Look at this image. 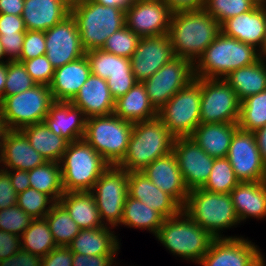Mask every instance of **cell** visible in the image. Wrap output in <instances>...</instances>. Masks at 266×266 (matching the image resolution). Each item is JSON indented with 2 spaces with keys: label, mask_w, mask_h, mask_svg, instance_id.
Here are the masks:
<instances>
[{
  "label": "cell",
  "mask_w": 266,
  "mask_h": 266,
  "mask_svg": "<svg viewBox=\"0 0 266 266\" xmlns=\"http://www.w3.org/2000/svg\"><path fill=\"white\" fill-rule=\"evenodd\" d=\"M221 33V24L203 8L173 12L168 36L176 57L193 64Z\"/></svg>",
  "instance_id": "1"
},
{
  "label": "cell",
  "mask_w": 266,
  "mask_h": 266,
  "mask_svg": "<svg viewBox=\"0 0 266 266\" xmlns=\"http://www.w3.org/2000/svg\"><path fill=\"white\" fill-rule=\"evenodd\" d=\"M260 58V52L254 46L221 32L194 64L195 78L222 79L234 70L254 64Z\"/></svg>",
  "instance_id": "2"
},
{
  "label": "cell",
  "mask_w": 266,
  "mask_h": 266,
  "mask_svg": "<svg viewBox=\"0 0 266 266\" xmlns=\"http://www.w3.org/2000/svg\"><path fill=\"white\" fill-rule=\"evenodd\" d=\"M175 137L158 118L133 124L127 152L117 165L127 172L142 171L157 158L173 150Z\"/></svg>",
  "instance_id": "3"
},
{
  "label": "cell",
  "mask_w": 266,
  "mask_h": 266,
  "mask_svg": "<svg viewBox=\"0 0 266 266\" xmlns=\"http://www.w3.org/2000/svg\"><path fill=\"white\" fill-rule=\"evenodd\" d=\"M70 13L76 21L85 51L102 49L108 37L126 26L125 10L92 0L73 3Z\"/></svg>",
  "instance_id": "4"
},
{
  "label": "cell",
  "mask_w": 266,
  "mask_h": 266,
  "mask_svg": "<svg viewBox=\"0 0 266 266\" xmlns=\"http://www.w3.org/2000/svg\"><path fill=\"white\" fill-rule=\"evenodd\" d=\"M173 255L199 263L208 252L214 237L196 224L183 209L165 218L155 236Z\"/></svg>",
  "instance_id": "5"
},
{
  "label": "cell",
  "mask_w": 266,
  "mask_h": 266,
  "mask_svg": "<svg viewBox=\"0 0 266 266\" xmlns=\"http://www.w3.org/2000/svg\"><path fill=\"white\" fill-rule=\"evenodd\" d=\"M182 209L214 238H223L221 231L240 223L229 193H213L202 188L192 189Z\"/></svg>",
  "instance_id": "6"
},
{
  "label": "cell",
  "mask_w": 266,
  "mask_h": 266,
  "mask_svg": "<svg viewBox=\"0 0 266 266\" xmlns=\"http://www.w3.org/2000/svg\"><path fill=\"white\" fill-rule=\"evenodd\" d=\"M59 164L64 192L91 191L110 166L84 139L68 143Z\"/></svg>",
  "instance_id": "7"
},
{
  "label": "cell",
  "mask_w": 266,
  "mask_h": 266,
  "mask_svg": "<svg viewBox=\"0 0 266 266\" xmlns=\"http://www.w3.org/2000/svg\"><path fill=\"white\" fill-rule=\"evenodd\" d=\"M133 124L114 113L89 117L83 139L110 165L117 166L127 152Z\"/></svg>",
  "instance_id": "8"
},
{
  "label": "cell",
  "mask_w": 266,
  "mask_h": 266,
  "mask_svg": "<svg viewBox=\"0 0 266 266\" xmlns=\"http://www.w3.org/2000/svg\"><path fill=\"white\" fill-rule=\"evenodd\" d=\"M54 102L50 87L36 84L24 92L5 97L0 102V114L7 129L21 130L43 122Z\"/></svg>",
  "instance_id": "9"
},
{
  "label": "cell",
  "mask_w": 266,
  "mask_h": 266,
  "mask_svg": "<svg viewBox=\"0 0 266 266\" xmlns=\"http://www.w3.org/2000/svg\"><path fill=\"white\" fill-rule=\"evenodd\" d=\"M201 78L193 79L158 110V118L175 137H190L200 120Z\"/></svg>",
  "instance_id": "10"
},
{
  "label": "cell",
  "mask_w": 266,
  "mask_h": 266,
  "mask_svg": "<svg viewBox=\"0 0 266 266\" xmlns=\"http://www.w3.org/2000/svg\"><path fill=\"white\" fill-rule=\"evenodd\" d=\"M103 224L117 227L123 217V208L128 196V172L110 165L91 189Z\"/></svg>",
  "instance_id": "11"
},
{
  "label": "cell",
  "mask_w": 266,
  "mask_h": 266,
  "mask_svg": "<svg viewBox=\"0 0 266 266\" xmlns=\"http://www.w3.org/2000/svg\"><path fill=\"white\" fill-rule=\"evenodd\" d=\"M240 103L224 78H201V123H238Z\"/></svg>",
  "instance_id": "12"
},
{
  "label": "cell",
  "mask_w": 266,
  "mask_h": 266,
  "mask_svg": "<svg viewBox=\"0 0 266 266\" xmlns=\"http://www.w3.org/2000/svg\"><path fill=\"white\" fill-rule=\"evenodd\" d=\"M193 79H195L194 64L189 60L176 57L142 83L151 104L158 111Z\"/></svg>",
  "instance_id": "13"
},
{
  "label": "cell",
  "mask_w": 266,
  "mask_h": 266,
  "mask_svg": "<svg viewBox=\"0 0 266 266\" xmlns=\"http://www.w3.org/2000/svg\"><path fill=\"white\" fill-rule=\"evenodd\" d=\"M264 256L250 240L236 236L214 238L201 266H264Z\"/></svg>",
  "instance_id": "14"
},
{
  "label": "cell",
  "mask_w": 266,
  "mask_h": 266,
  "mask_svg": "<svg viewBox=\"0 0 266 266\" xmlns=\"http://www.w3.org/2000/svg\"><path fill=\"white\" fill-rule=\"evenodd\" d=\"M227 158L240 182L266 181V166L253 132L238 128L232 137Z\"/></svg>",
  "instance_id": "15"
},
{
  "label": "cell",
  "mask_w": 266,
  "mask_h": 266,
  "mask_svg": "<svg viewBox=\"0 0 266 266\" xmlns=\"http://www.w3.org/2000/svg\"><path fill=\"white\" fill-rule=\"evenodd\" d=\"M173 11L164 0L133 1L125 10L126 26L140 38L168 34Z\"/></svg>",
  "instance_id": "16"
},
{
  "label": "cell",
  "mask_w": 266,
  "mask_h": 266,
  "mask_svg": "<svg viewBox=\"0 0 266 266\" xmlns=\"http://www.w3.org/2000/svg\"><path fill=\"white\" fill-rule=\"evenodd\" d=\"M44 33L45 55L55 69L85 55L76 21L71 13Z\"/></svg>",
  "instance_id": "17"
},
{
  "label": "cell",
  "mask_w": 266,
  "mask_h": 266,
  "mask_svg": "<svg viewBox=\"0 0 266 266\" xmlns=\"http://www.w3.org/2000/svg\"><path fill=\"white\" fill-rule=\"evenodd\" d=\"M172 152L188 190L202 188L209 179L214 159L191 137L175 138Z\"/></svg>",
  "instance_id": "18"
},
{
  "label": "cell",
  "mask_w": 266,
  "mask_h": 266,
  "mask_svg": "<svg viewBox=\"0 0 266 266\" xmlns=\"http://www.w3.org/2000/svg\"><path fill=\"white\" fill-rule=\"evenodd\" d=\"M176 58L168 34L140 38L130 58L132 72L137 82L150 78L162 66Z\"/></svg>",
  "instance_id": "19"
},
{
  "label": "cell",
  "mask_w": 266,
  "mask_h": 266,
  "mask_svg": "<svg viewBox=\"0 0 266 266\" xmlns=\"http://www.w3.org/2000/svg\"><path fill=\"white\" fill-rule=\"evenodd\" d=\"M141 172L160 190L170 195L182 208L184 207L189 190L186 187L173 152L157 158Z\"/></svg>",
  "instance_id": "20"
},
{
  "label": "cell",
  "mask_w": 266,
  "mask_h": 266,
  "mask_svg": "<svg viewBox=\"0 0 266 266\" xmlns=\"http://www.w3.org/2000/svg\"><path fill=\"white\" fill-rule=\"evenodd\" d=\"M266 29V3L259 2L249 12L227 19L221 24V32L245 44L254 46L262 57V45Z\"/></svg>",
  "instance_id": "21"
},
{
  "label": "cell",
  "mask_w": 266,
  "mask_h": 266,
  "mask_svg": "<svg viewBox=\"0 0 266 266\" xmlns=\"http://www.w3.org/2000/svg\"><path fill=\"white\" fill-rule=\"evenodd\" d=\"M45 162L47 160L30 145L21 130H6L0 152V167L4 165L1 169L30 171Z\"/></svg>",
  "instance_id": "22"
},
{
  "label": "cell",
  "mask_w": 266,
  "mask_h": 266,
  "mask_svg": "<svg viewBox=\"0 0 266 266\" xmlns=\"http://www.w3.org/2000/svg\"><path fill=\"white\" fill-rule=\"evenodd\" d=\"M128 196L147 204L164 218L175 216L182 210L170 195L160 190L141 171L128 172Z\"/></svg>",
  "instance_id": "23"
},
{
  "label": "cell",
  "mask_w": 266,
  "mask_h": 266,
  "mask_svg": "<svg viewBox=\"0 0 266 266\" xmlns=\"http://www.w3.org/2000/svg\"><path fill=\"white\" fill-rule=\"evenodd\" d=\"M86 119L83 111L71 102L55 101L43 122L70 143L83 139Z\"/></svg>",
  "instance_id": "24"
},
{
  "label": "cell",
  "mask_w": 266,
  "mask_h": 266,
  "mask_svg": "<svg viewBox=\"0 0 266 266\" xmlns=\"http://www.w3.org/2000/svg\"><path fill=\"white\" fill-rule=\"evenodd\" d=\"M71 103L79 107L86 118L114 113L115 100L107 80L90 74Z\"/></svg>",
  "instance_id": "25"
},
{
  "label": "cell",
  "mask_w": 266,
  "mask_h": 266,
  "mask_svg": "<svg viewBox=\"0 0 266 266\" xmlns=\"http://www.w3.org/2000/svg\"><path fill=\"white\" fill-rule=\"evenodd\" d=\"M91 74L86 56L55 69L49 85L54 101L71 102Z\"/></svg>",
  "instance_id": "26"
},
{
  "label": "cell",
  "mask_w": 266,
  "mask_h": 266,
  "mask_svg": "<svg viewBox=\"0 0 266 266\" xmlns=\"http://www.w3.org/2000/svg\"><path fill=\"white\" fill-rule=\"evenodd\" d=\"M66 0H25L22 19L26 30L47 31L70 14Z\"/></svg>",
  "instance_id": "27"
},
{
  "label": "cell",
  "mask_w": 266,
  "mask_h": 266,
  "mask_svg": "<svg viewBox=\"0 0 266 266\" xmlns=\"http://www.w3.org/2000/svg\"><path fill=\"white\" fill-rule=\"evenodd\" d=\"M229 194L240 222L266 217V181L240 182Z\"/></svg>",
  "instance_id": "28"
},
{
  "label": "cell",
  "mask_w": 266,
  "mask_h": 266,
  "mask_svg": "<svg viewBox=\"0 0 266 266\" xmlns=\"http://www.w3.org/2000/svg\"><path fill=\"white\" fill-rule=\"evenodd\" d=\"M237 123H200L190 137L213 158L227 157Z\"/></svg>",
  "instance_id": "29"
},
{
  "label": "cell",
  "mask_w": 266,
  "mask_h": 266,
  "mask_svg": "<svg viewBox=\"0 0 266 266\" xmlns=\"http://www.w3.org/2000/svg\"><path fill=\"white\" fill-rule=\"evenodd\" d=\"M109 227V228H108ZM113 227L102 226L93 229H80L68 246L73 253L84 255H116L120 249ZM114 233V234H113Z\"/></svg>",
  "instance_id": "30"
},
{
  "label": "cell",
  "mask_w": 266,
  "mask_h": 266,
  "mask_svg": "<svg viewBox=\"0 0 266 266\" xmlns=\"http://www.w3.org/2000/svg\"><path fill=\"white\" fill-rule=\"evenodd\" d=\"M114 114L135 123L156 118L158 111L151 104L144 84L137 82L125 95L115 100Z\"/></svg>",
  "instance_id": "31"
},
{
  "label": "cell",
  "mask_w": 266,
  "mask_h": 266,
  "mask_svg": "<svg viewBox=\"0 0 266 266\" xmlns=\"http://www.w3.org/2000/svg\"><path fill=\"white\" fill-rule=\"evenodd\" d=\"M59 203L80 229H93L105 226L100 219L95 198L90 191L65 192Z\"/></svg>",
  "instance_id": "32"
},
{
  "label": "cell",
  "mask_w": 266,
  "mask_h": 266,
  "mask_svg": "<svg viewBox=\"0 0 266 266\" xmlns=\"http://www.w3.org/2000/svg\"><path fill=\"white\" fill-rule=\"evenodd\" d=\"M266 57L254 64L230 72L224 80L232 87L240 101L266 90Z\"/></svg>",
  "instance_id": "33"
},
{
  "label": "cell",
  "mask_w": 266,
  "mask_h": 266,
  "mask_svg": "<svg viewBox=\"0 0 266 266\" xmlns=\"http://www.w3.org/2000/svg\"><path fill=\"white\" fill-rule=\"evenodd\" d=\"M30 145L47 161L60 162L68 141L52 132L44 122L28 125L21 129Z\"/></svg>",
  "instance_id": "34"
},
{
  "label": "cell",
  "mask_w": 266,
  "mask_h": 266,
  "mask_svg": "<svg viewBox=\"0 0 266 266\" xmlns=\"http://www.w3.org/2000/svg\"><path fill=\"white\" fill-rule=\"evenodd\" d=\"M164 217L147 204L127 196L123 208V217L119 225L128 228H141L149 230L155 236L164 222Z\"/></svg>",
  "instance_id": "35"
},
{
  "label": "cell",
  "mask_w": 266,
  "mask_h": 266,
  "mask_svg": "<svg viewBox=\"0 0 266 266\" xmlns=\"http://www.w3.org/2000/svg\"><path fill=\"white\" fill-rule=\"evenodd\" d=\"M91 74L107 80L109 77L134 75L130 59L120 57L102 49L85 51Z\"/></svg>",
  "instance_id": "36"
},
{
  "label": "cell",
  "mask_w": 266,
  "mask_h": 266,
  "mask_svg": "<svg viewBox=\"0 0 266 266\" xmlns=\"http://www.w3.org/2000/svg\"><path fill=\"white\" fill-rule=\"evenodd\" d=\"M30 188L49 195L59 202L65 193L62 185V174L59 162L47 161L43 165L28 171Z\"/></svg>",
  "instance_id": "37"
},
{
  "label": "cell",
  "mask_w": 266,
  "mask_h": 266,
  "mask_svg": "<svg viewBox=\"0 0 266 266\" xmlns=\"http://www.w3.org/2000/svg\"><path fill=\"white\" fill-rule=\"evenodd\" d=\"M56 247L45 218L33 219L21 236V250L25 252L44 257Z\"/></svg>",
  "instance_id": "38"
},
{
  "label": "cell",
  "mask_w": 266,
  "mask_h": 266,
  "mask_svg": "<svg viewBox=\"0 0 266 266\" xmlns=\"http://www.w3.org/2000/svg\"><path fill=\"white\" fill-rule=\"evenodd\" d=\"M44 218L57 246L68 247L74 237L79 234L80 228L77 223L59 202L52 206Z\"/></svg>",
  "instance_id": "39"
},
{
  "label": "cell",
  "mask_w": 266,
  "mask_h": 266,
  "mask_svg": "<svg viewBox=\"0 0 266 266\" xmlns=\"http://www.w3.org/2000/svg\"><path fill=\"white\" fill-rule=\"evenodd\" d=\"M237 124L238 128L250 132L266 125V90L241 101Z\"/></svg>",
  "instance_id": "40"
},
{
  "label": "cell",
  "mask_w": 266,
  "mask_h": 266,
  "mask_svg": "<svg viewBox=\"0 0 266 266\" xmlns=\"http://www.w3.org/2000/svg\"><path fill=\"white\" fill-rule=\"evenodd\" d=\"M239 183L228 158H215L209 179L202 189L213 193L228 194Z\"/></svg>",
  "instance_id": "41"
},
{
  "label": "cell",
  "mask_w": 266,
  "mask_h": 266,
  "mask_svg": "<svg viewBox=\"0 0 266 266\" xmlns=\"http://www.w3.org/2000/svg\"><path fill=\"white\" fill-rule=\"evenodd\" d=\"M259 0H204L203 9L220 24L252 10Z\"/></svg>",
  "instance_id": "42"
},
{
  "label": "cell",
  "mask_w": 266,
  "mask_h": 266,
  "mask_svg": "<svg viewBox=\"0 0 266 266\" xmlns=\"http://www.w3.org/2000/svg\"><path fill=\"white\" fill-rule=\"evenodd\" d=\"M55 203L49 195L33 188L17 194L16 205L33 219L44 218Z\"/></svg>",
  "instance_id": "43"
},
{
  "label": "cell",
  "mask_w": 266,
  "mask_h": 266,
  "mask_svg": "<svg viewBox=\"0 0 266 266\" xmlns=\"http://www.w3.org/2000/svg\"><path fill=\"white\" fill-rule=\"evenodd\" d=\"M36 83L32 80L24 65L20 61L7 62V76L4 86V94L0 102L7 96H12L35 86Z\"/></svg>",
  "instance_id": "44"
},
{
  "label": "cell",
  "mask_w": 266,
  "mask_h": 266,
  "mask_svg": "<svg viewBox=\"0 0 266 266\" xmlns=\"http://www.w3.org/2000/svg\"><path fill=\"white\" fill-rule=\"evenodd\" d=\"M139 40L140 37L125 26L107 38L102 50L130 59L137 48Z\"/></svg>",
  "instance_id": "45"
},
{
  "label": "cell",
  "mask_w": 266,
  "mask_h": 266,
  "mask_svg": "<svg viewBox=\"0 0 266 266\" xmlns=\"http://www.w3.org/2000/svg\"><path fill=\"white\" fill-rule=\"evenodd\" d=\"M32 220L33 218L17 205L0 210V230L15 234L19 237L22 236Z\"/></svg>",
  "instance_id": "46"
},
{
  "label": "cell",
  "mask_w": 266,
  "mask_h": 266,
  "mask_svg": "<svg viewBox=\"0 0 266 266\" xmlns=\"http://www.w3.org/2000/svg\"><path fill=\"white\" fill-rule=\"evenodd\" d=\"M20 62L23 63L26 71L36 84L50 85L55 68L49 62L46 55H41L29 60H20Z\"/></svg>",
  "instance_id": "47"
},
{
  "label": "cell",
  "mask_w": 266,
  "mask_h": 266,
  "mask_svg": "<svg viewBox=\"0 0 266 266\" xmlns=\"http://www.w3.org/2000/svg\"><path fill=\"white\" fill-rule=\"evenodd\" d=\"M46 53L44 31L26 30L20 60H29Z\"/></svg>",
  "instance_id": "48"
},
{
  "label": "cell",
  "mask_w": 266,
  "mask_h": 266,
  "mask_svg": "<svg viewBox=\"0 0 266 266\" xmlns=\"http://www.w3.org/2000/svg\"><path fill=\"white\" fill-rule=\"evenodd\" d=\"M25 33H16V35H0V42L8 61H20L23 48Z\"/></svg>",
  "instance_id": "49"
},
{
  "label": "cell",
  "mask_w": 266,
  "mask_h": 266,
  "mask_svg": "<svg viewBox=\"0 0 266 266\" xmlns=\"http://www.w3.org/2000/svg\"><path fill=\"white\" fill-rule=\"evenodd\" d=\"M17 203V193L11 184L9 174L0 168V210L10 208Z\"/></svg>",
  "instance_id": "50"
},
{
  "label": "cell",
  "mask_w": 266,
  "mask_h": 266,
  "mask_svg": "<svg viewBox=\"0 0 266 266\" xmlns=\"http://www.w3.org/2000/svg\"><path fill=\"white\" fill-rule=\"evenodd\" d=\"M73 252L69 247L57 246L42 257L41 266H72Z\"/></svg>",
  "instance_id": "51"
},
{
  "label": "cell",
  "mask_w": 266,
  "mask_h": 266,
  "mask_svg": "<svg viewBox=\"0 0 266 266\" xmlns=\"http://www.w3.org/2000/svg\"><path fill=\"white\" fill-rule=\"evenodd\" d=\"M21 250V237L0 230V261L15 255Z\"/></svg>",
  "instance_id": "52"
},
{
  "label": "cell",
  "mask_w": 266,
  "mask_h": 266,
  "mask_svg": "<svg viewBox=\"0 0 266 266\" xmlns=\"http://www.w3.org/2000/svg\"><path fill=\"white\" fill-rule=\"evenodd\" d=\"M16 33H26L22 16L0 14V35H16Z\"/></svg>",
  "instance_id": "53"
},
{
  "label": "cell",
  "mask_w": 266,
  "mask_h": 266,
  "mask_svg": "<svg viewBox=\"0 0 266 266\" xmlns=\"http://www.w3.org/2000/svg\"><path fill=\"white\" fill-rule=\"evenodd\" d=\"M135 83H137V81L135 80L134 75L109 77L107 79V84L114 100L125 95Z\"/></svg>",
  "instance_id": "54"
},
{
  "label": "cell",
  "mask_w": 266,
  "mask_h": 266,
  "mask_svg": "<svg viewBox=\"0 0 266 266\" xmlns=\"http://www.w3.org/2000/svg\"><path fill=\"white\" fill-rule=\"evenodd\" d=\"M115 256L116 255L91 256L73 253L72 266H115Z\"/></svg>",
  "instance_id": "55"
},
{
  "label": "cell",
  "mask_w": 266,
  "mask_h": 266,
  "mask_svg": "<svg viewBox=\"0 0 266 266\" xmlns=\"http://www.w3.org/2000/svg\"><path fill=\"white\" fill-rule=\"evenodd\" d=\"M42 257L20 250L15 255L0 261V266H41Z\"/></svg>",
  "instance_id": "56"
},
{
  "label": "cell",
  "mask_w": 266,
  "mask_h": 266,
  "mask_svg": "<svg viewBox=\"0 0 266 266\" xmlns=\"http://www.w3.org/2000/svg\"><path fill=\"white\" fill-rule=\"evenodd\" d=\"M5 171L9 174L11 184L17 194L30 188L28 171L18 169Z\"/></svg>",
  "instance_id": "57"
},
{
  "label": "cell",
  "mask_w": 266,
  "mask_h": 266,
  "mask_svg": "<svg viewBox=\"0 0 266 266\" xmlns=\"http://www.w3.org/2000/svg\"><path fill=\"white\" fill-rule=\"evenodd\" d=\"M173 12L202 9L204 0H164Z\"/></svg>",
  "instance_id": "58"
},
{
  "label": "cell",
  "mask_w": 266,
  "mask_h": 266,
  "mask_svg": "<svg viewBox=\"0 0 266 266\" xmlns=\"http://www.w3.org/2000/svg\"><path fill=\"white\" fill-rule=\"evenodd\" d=\"M25 0H0V14L22 16Z\"/></svg>",
  "instance_id": "59"
},
{
  "label": "cell",
  "mask_w": 266,
  "mask_h": 266,
  "mask_svg": "<svg viewBox=\"0 0 266 266\" xmlns=\"http://www.w3.org/2000/svg\"><path fill=\"white\" fill-rule=\"evenodd\" d=\"M256 138L261 157L266 166V125L253 132Z\"/></svg>",
  "instance_id": "60"
},
{
  "label": "cell",
  "mask_w": 266,
  "mask_h": 266,
  "mask_svg": "<svg viewBox=\"0 0 266 266\" xmlns=\"http://www.w3.org/2000/svg\"><path fill=\"white\" fill-rule=\"evenodd\" d=\"M92 1L104 6L119 7L123 10H127L133 3L132 0H92Z\"/></svg>",
  "instance_id": "61"
},
{
  "label": "cell",
  "mask_w": 266,
  "mask_h": 266,
  "mask_svg": "<svg viewBox=\"0 0 266 266\" xmlns=\"http://www.w3.org/2000/svg\"><path fill=\"white\" fill-rule=\"evenodd\" d=\"M6 76H7V62L0 63V99L3 97L4 94Z\"/></svg>",
  "instance_id": "62"
},
{
  "label": "cell",
  "mask_w": 266,
  "mask_h": 266,
  "mask_svg": "<svg viewBox=\"0 0 266 266\" xmlns=\"http://www.w3.org/2000/svg\"><path fill=\"white\" fill-rule=\"evenodd\" d=\"M4 56H5V52H4V50H3V46H2V44H1V42H0V63H6V62H9L7 59L5 60V62H4Z\"/></svg>",
  "instance_id": "63"
},
{
  "label": "cell",
  "mask_w": 266,
  "mask_h": 266,
  "mask_svg": "<svg viewBox=\"0 0 266 266\" xmlns=\"http://www.w3.org/2000/svg\"><path fill=\"white\" fill-rule=\"evenodd\" d=\"M262 57H266V29H265V36H264L263 45H262Z\"/></svg>",
  "instance_id": "64"
},
{
  "label": "cell",
  "mask_w": 266,
  "mask_h": 266,
  "mask_svg": "<svg viewBox=\"0 0 266 266\" xmlns=\"http://www.w3.org/2000/svg\"><path fill=\"white\" fill-rule=\"evenodd\" d=\"M69 4H73V3H75V2H78V1H82V0H66Z\"/></svg>",
  "instance_id": "65"
}]
</instances>
